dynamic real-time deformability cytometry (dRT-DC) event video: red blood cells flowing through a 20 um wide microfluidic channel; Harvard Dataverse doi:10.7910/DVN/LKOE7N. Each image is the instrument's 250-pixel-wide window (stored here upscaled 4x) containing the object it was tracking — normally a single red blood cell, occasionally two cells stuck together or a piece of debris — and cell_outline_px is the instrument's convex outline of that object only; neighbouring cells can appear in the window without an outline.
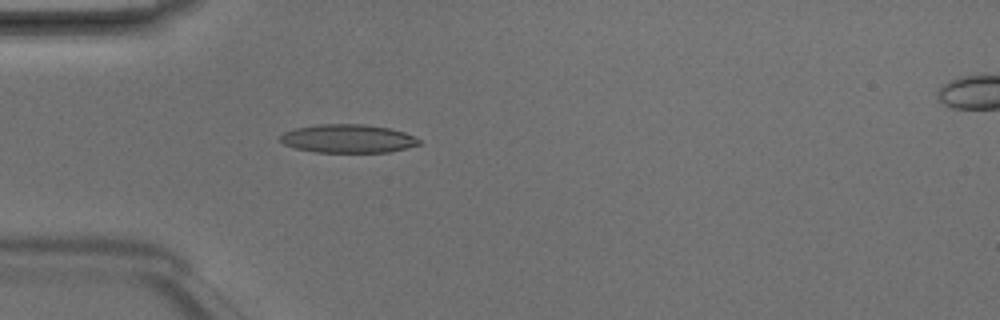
{"species": "Egyptian fruit bat (a non-hibernating species)", "species_latin": "Rousettus aegyptiacus", "temperature_condition": "room temperature", "stored_images_in_passage": 5, "camera_frame_rate_fps": 3000, "um_per_image_px": 0.085, "animal": {"sex": "male"}, "frame": {"image": 1, "passage_image": 4, "time_ms": 1.0, "image_size_px": [1000, 320], "cell_outline_px": [[420, 144], [388, 152], [316, 152], [296, 148], [284, 144], [280, 140], [280, 136], [284, 132], [296, 128], [320, 124], [364, 124], [388, 128], [404, 132], [420, 140]], "centroid_in_image_um": [29.55, 11.78], "position_along_channel_um": 55.4, "area_um2": 22.72}}